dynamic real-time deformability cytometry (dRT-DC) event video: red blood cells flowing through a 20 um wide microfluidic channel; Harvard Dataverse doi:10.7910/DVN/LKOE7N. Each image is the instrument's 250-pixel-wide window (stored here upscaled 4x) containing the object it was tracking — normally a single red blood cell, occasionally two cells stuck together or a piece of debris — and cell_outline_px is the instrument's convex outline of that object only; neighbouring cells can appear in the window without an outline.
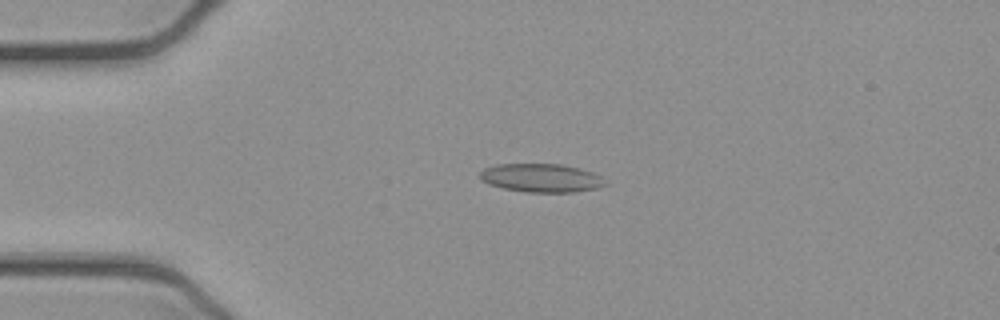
{"species": "common noctule bat (a hibernating species)", "species_latin": "Nyctalus noctula", "temperature_condition": "cold", "stored_images_in_passage": 52, "camera_frame_rate_fps": 3000, "um_per_image_px": 0.085, "animal": {"sex": "female", "body_mass_g": 21.9}, "frame": {"image": 1, "passage_image": 12, "time_ms": 3.667, "image_size_px": [1000, 320], "cell_outline_px": [[608, 184], [600, 188], [572, 192], [528, 192], [504, 188], [488, 184], [480, 180], [480, 172], [484, 168], [496, 164], [560, 164], [580, 168], [592, 172], [600, 176]], "centroid_in_image_um": [46.01, 15.12], "position_along_channel_um": 39.0, "area_um2": 20.87}}
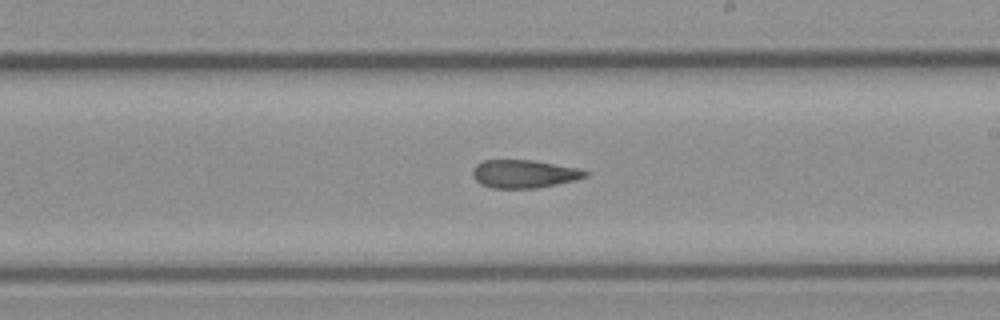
{"frame": {"image": 2, "passage_image": 30, "time_ms": 9.667, "image_size_px": [1000, 320], "cell_outline_px": [[588, 176], [556, 184], [536, 188], [492, 188], [480, 184], [472, 176], [472, 172], [476, 164], [484, 160], [532, 160], [580, 168], [588, 172]], "centroid_in_image_um": [44.52, 14.77], "position_along_channel_um": 244.5, "area_um2": 18.38}}
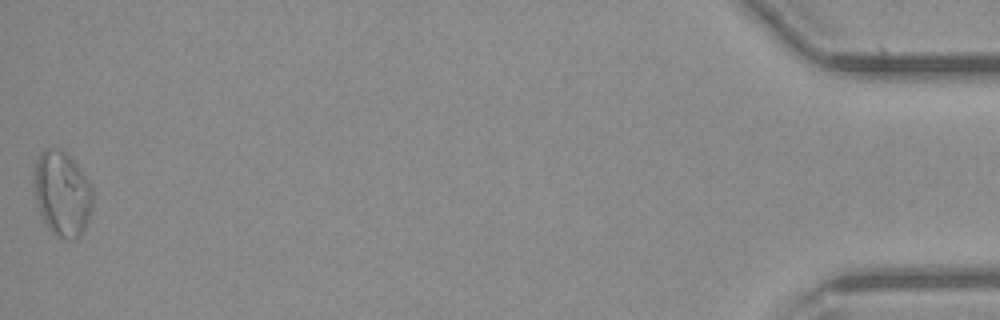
{"frame": {"image": 3, "passage_image": 52, "time_ms": 17.0, "image_size_px": [1000, 320], "cell_outline_px": [[92, 208], [88, 220], [80, 236], [76, 240], [60, 240], [48, 228], [40, 212], [36, 200], [36, 160], [40, 152], [44, 148], [60, 148], [72, 156], [92, 184]], "centroid_in_image_um": [5.33, 16.46], "position_along_channel_um": 429.9, "area_um2": 29.25}, "authors_computed_cell_mechanics": {"area_um2": 20.4034, "velocity_mm_per_s": 3.9022, "shape_relaxation_time_tau1_ms": null, "shape_relaxation_time_tau2_ms": 4.8662, "deformation_change_tau1": null, "deformation_change_tau2": 0.139}}